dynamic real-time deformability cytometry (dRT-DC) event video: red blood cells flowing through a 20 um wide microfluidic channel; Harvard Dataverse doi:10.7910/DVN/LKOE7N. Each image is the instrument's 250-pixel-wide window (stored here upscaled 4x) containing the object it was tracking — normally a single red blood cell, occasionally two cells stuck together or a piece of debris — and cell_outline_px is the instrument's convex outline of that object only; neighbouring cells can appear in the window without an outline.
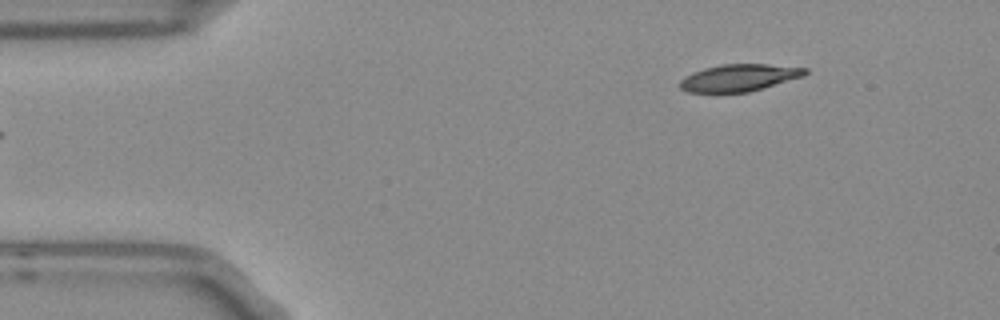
{"species": "Egyptian fruit bat (a non-hibernating species)", "species_latin": "Rousettus aegyptiacus", "temperature_condition": "room temperature", "stored_images_in_passage": 5, "camera_frame_rate_fps": 3000, "um_per_image_px": 0.085, "frame": {"image": 1, "passage_image": 5, "time_ms": 1.333, "image_size_px": [1000, 320], "cell_outline_px": [[808, 72], [804, 76], [748, 92], [688, 92], [680, 88], [680, 80], [684, 76], [692, 72], [704, 68], [724, 64], [768, 64], [808, 68]], "centroid_in_image_um": [62.82, 6.6], "position_along_channel_um": 22.2, "area_um2": 19.65}}